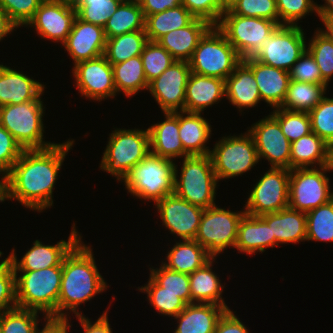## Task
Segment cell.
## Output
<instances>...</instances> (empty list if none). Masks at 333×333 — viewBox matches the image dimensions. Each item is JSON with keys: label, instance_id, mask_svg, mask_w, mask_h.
Returning <instances> with one entry per match:
<instances>
[{"label": "cell", "instance_id": "cell-1", "mask_svg": "<svg viewBox=\"0 0 333 333\" xmlns=\"http://www.w3.org/2000/svg\"><path fill=\"white\" fill-rule=\"evenodd\" d=\"M73 144L68 139L45 149L24 150L6 174L7 199L37 212L51 207L57 176Z\"/></svg>", "mask_w": 333, "mask_h": 333}, {"label": "cell", "instance_id": "cell-2", "mask_svg": "<svg viewBox=\"0 0 333 333\" xmlns=\"http://www.w3.org/2000/svg\"><path fill=\"white\" fill-rule=\"evenodd\" d=\"M93 255L92 248L83 244L81 239L64 257L58 318H70L67 317L68 310L76 316L82 315L77 310L78 306L107 289V283L101 276Z\"/></svg>", "mask_w": 333, "mask_h": 333}, {"label": "cell", "instance_id": "cell-3", "mask_svg": "<svg viewBox=\"0 0 333 333\" xmlns=\"http://www.w3.org/2000/svg\"><path fill=\"white\" fill-rule=\"evenodd\" d=\"M20 274L15 277L17 307L42 312L44 317L58 318L62 266L20 271Z\"/></svg>", "mask_w": 333, "mask_h": 333}, {"label": "cell", "instance_id": "cell-4", "mask_svg": "<svg viewBox=\"0 0 333 333\" xmlns=\"http://www.w3.org/2000/svg\"><path fill=\"white\" fill-rule=\"evenodd\" d=\"M181 165L179 179L175 164L174 194L203 209L216 205L218 180L209 154L184 157Z\"/></svg>", "mask_w": 333, "mask_h": 333}, {"label": "cell", "instance_id": "cell-5", "mask_svg": "<svg viewBox=\"0 0 333 333\" xmlns=\"http://www.w3.org/2000/svg\"><path fill=\"white\" fill-rule=\"evenodd\" d=\"M174 172L175 162L150 152L122 182L131 195L156 203L174 193Z\"/></svg>", "mask_w": 333, "mask_h": 333}, {"label": "cell", "instance_id": "cell-6", "mask_svg": "<svg viewBox=\"0 0 333 333\" xmlns=\"http://www.w3.org/2000/svg\"><path fill=\"white\" fill-rule=\"evenodd\" d=\"M148 128L118 129L109 134L100 169L121 181L128 172L150 153Z\"/></svg>", "mask_w": 333, "mask_h": 333}, {"label": "cell", "instance_id": "cell-7", "mask_svg": "<svg viewBox=\"0 0 333 333\" xmlns=\"http://www.w3.org/2000/svg\"><path fill=\"white\" fill-rule=\"evenodd\" d=\"M42 94L32 101L0 106V125L3 126L24 150L45 149L55 143L45 142L43 115L46 107Z\"/></svg>", "mask_w": 333, "mask_h": 333}, {"label": "cell", "instance_id": "cell-8", "mask_svg": "<svg viewBox=\"0 0 333 333\" xmlns=\"http://www.w3.org/2000/svg\"><path fill=\"white\" fill-rule=\"evenodd\" d=\"M242 61L225 35L212 26L199 40L191 59V72L226 80Z\"/></svg>", "mask_w": 333, "mask_h": 333}, {"label": "cell", "instance_id": "cell-9", "mask_svg": "<svg viewBox=\"0 0 333 333\" xmlns=\"http://www.w3.org/2000/svg\"><path fill=\"white\" fill-rule=\"evenodd\" d=\"M209 156L218 182L241 176L259 162L254 138L248 131L238 136H223Z\"/></svg>", "mask_w": 333, "mask_h": 333}, {"label": "cell", "instance_id": "cell-10", "mask_svg": "<svg viewBox=\"0 0 333 333\" xmlns=\"http://www.w3.org/2000/svg\"><path fill=\"white\" fill-rule=\"evenodd\" d=\"M279 26L272 20L244 17L233 14L229 10L222 14L220 22L216 25L242 60L252 57L259 50L262 42L268 39Z\"/></svg>", "mask_w": 333, "mask_h": 333}, {"label": "cell", "instance_id": "cell-11", "mask_svg": "<svg viewBox=\"0 0 333 333\" xmlns=\"http://www.w3.org/2000/svg\"><path fill=\"white\" fill-rule=\"evenodd\" d=\"M328 171L331 165L291 169L288 207L307 213L333 199Z\"/></svg>", "mask_w": 333, "mask_h": 333}, {"label": "cell", "instance_id": "cell-12", "mask_svg": "<svg viewBox=\"0 0 333 333\" xmlns=\"http://www.w3.org/2000/svg\"><path fill=\"white\" fill-rule=\"evenodd\" d=\"M245 210L232 212L216 205L204 209L195 237L206 252L216 258L229 247H235L239 223Z\"/></svg>", "mask_w": 333, "mask_h": 333}, {"label": "cell", "instance_id": "cell-13", "mask_svg": "<svg viewBox=\"0 0 333 333\" xmlns=\"http://www.w3.org/2000/svg\"><path fill=\"white\" fill-rule=\"evenodd\" d=\"M300 26H279L251 57L265 65L289 72L307 49Z\"/></svg>", "mask_w": 333, "mask_h": 333}, {"label": "cell", "instance_id": "cell-14", "mask_svg": "<svg viewBox=\"0 0 333 333\" xmlns=\"http://www.w3.org/2000/svg\"><path fill=\"white\" fill-rule=\"evenodd\" d=\"M290 169L274 168L254 185L245 204V213L262 216L288 208Z\"/></svg>", "mask_w": 333, "mask_h": 333}, {"label": "cell", "instance_id": "cell-15", "mask_svg": "<svg viewBox=\"0 0 333 333\" xmlns=\"http://www.w3.org/2000/svg\"><path fill=\"white\" fill-rule=\"evenodd\" d=\"M77 11L71 0H44L27 23L41 38L63 44L72 30Z\"/></svg>", "mask_w": 333, "mask_h": 333}, {"label": "cell", "instance_id": "cell-16", "mask_svg": "<svg viewBox=\"0 0 333 333\" xmlns=\"http://www.w3.org/2000/svg\"><path fill=\"white\" fill-rule=\"evenodd\" d=\"M72 73L76 88L87 99L102 101L116 96L113 68L104 55L77 63Z\"/></svg>", "mask_w": 333, "mask_h": 333}, {"label": "cell", "instance_id": "cell-17", "mask_svg": "<svg viewBox=\"0 0 333 333\" xmlns=\"http://www.w3.org/2000/svg\"><path fill=\"white\" fill-rule=\"evenodd\" d=\"M191 74L188 61H174L148 84V91L165 112L184 111L186 85Z\"/></svg>", "mask_w": 333, "mask_h": 333}, {"label": "cell", "instance_id": "cell-18", "mask_svg": "<svg viewBox=\"0 0 333 333\" xmlns=\"http://www.w3.org/2000/svg\"><path fill=\"white\" fill-rule=\"evenodd\" d=\"M247 131L254 138L259 161L265 159L271 167L290 169L291 142L271 114L254 123Z\"/></svg>", "mask_w": 333, "mask_h": 333}, {"label": "cell", "instance_id": "cell-19", "mask_svg": "<svg viewBox=\"0 0 333 333\" xmlns=\"http://www.w3.org/2000/svg\"><path fill=\"white\" fill-rule=\"evenodd\" d=\"M163 226L181 240H194L204 209L192 205L176 194H170L155 203Z\"/></svg>", "mask_w": 333, "mask_h": 333}, {"label": "cell", "instance_id": "cell-20", "mask_svg": "<svg viewBox=\"0 0 333 333\" xmlns=\"http://www.w3.org/2000/svg\"><path fill=\"white\" fill-rule=\"evenodd\" d=\"M82 239L73 223L72 230L67 240H60L55 245H45L35 240L33 246L17 260L15 249L10 252V264L14 268L16 276L19 271H35L55 266H62L64 257Z\"/></svg>", "mask_w": 333, "mask_h": 333}, {"label": "cell", "instance_id": "cell-21", "mask_svg": "<svg viewBox=\"0 0 333 333\" xmlns=\"http://www.w3.org/2000/svg\"><path fill=\"white\" fill-rule=\"evenodd\" d=\"M107 38L103 27L75 18L67 40L62 44L74 65L104 54Z\"/></svg>", "mask_w": 333, "mask_h": 333}, {"label": "cell", "instance_id": "cell-22", "mask_svg": "<svg viewBox=\"0 0 333 333\" xmlns=\"http://www.w3.org/2000/svg\"><path fill=\"white\" fill-rule=\"evenodd\" d=\"M243 61L253 71L261 101H265L273 109L280 108L287 94L290 73L265 65L251 57Z\"/></svg>", "mask_w": 333, "mask_h": 333}, {"label": "cell", "instance_id": "cell-23", "mask_svg": "<svg viewBox=\"0 0 333 333\" xmlns=\"http://www.w3.org/2000/svg\"><path fill=\"white\" fill-rule=\"evenodd\" d=\"M45 89L44 84L13 68L0 64V106L36 100Z\"/></svg>", "mask_w": 333, "mask_h": 333}, {"label": "cell", "instance_id": "cell-24", "mask_svg": "<svg viewBox=\"0 0 333 333\" xmlns=\"http://www.w3.org/2000/svg\"><path fill=\"white\" fill-rule=\"evenodd\" d=\"M163 122L154 123L149 128L150 152L174 161L175 158L190 156L179 138V112L163 113Z\"/></svg>", "mask_w": 333, "mask_h": 333}, {"label": "cell", "instance_id": "cell-25", "mask_svg": "<svg viewBox=\"0 0 333 333\" xmlns=\"http://www.w3.org/2000/svg\"><path fill=\"white\" fill-rule=\"evenodd\" d=\"M224 96L225 80L191 72L186 85L184 111L202 113Z\"/></svg>", "mask_w": 333, "mask_h": 333}, {"label": "cell", "instance_id": "cell-26", "mask_svg": "<svg viewBox=\"0 0 333 333\" xmlns=\"http://www.w3.org/2000/svg\"><path fill=\"white\" fill-rule=\"evenodd\" d=\"M212 27L201 18H195L189 25L169 32L157 42L164 47L177 61H189L199 40Z\"/></svg>", "mask_w": 333, "mask_h": 333}, {"label": "cell", "instance_id": "cell-27", "mask_svg": "<svg viewBox=\"0 0 333 333\" xmlns=\"http://www.w3.org/2000/svg\"><path fill=\"white\" fill-rule=\"evenodd\" d=\"M225 96L241 112L245 108H253L260 103L259 88L253 71L243 60L225 80Z\"/></svg>", "mask_w": 333, "mask_h": 333}, {"label": "cell", "instance_id": "cell-28", "mask_svg": "<svg viewBox=\"0 0 333 333\" xmlns=\"http://www.w3.org/2000/svg\"><path fill=\"white\" fill-rule=\"evenodd\" d=\"M227 309L212 303H192L174 317V333H215L218 320Z\"/></svg>", "mask_w": 333, "mask_h": 333}, {"label": "cell", "instance_id": "cell-29", "mask_svg": "<svg viewBox=\"0 0 333 333\" xmlns=\"http://www.w3.org/2000/svg\"><path fill=\"white\" fill-rule=\"evenodd\" d=\"M274 246L277 247V241L275 236H272L271 227L260 216L245 213L239 223L234 247L238 253H262L266 248Z\"/></svg>", "mask_w": 333, "mask_h": 333}, {"label": "cell", "instance_id": "cell-30", "mask_svg": "<svg viewBox=\"0 0 333 333\" xmlns=\"http://www.w3.org/2000/svg\"><path fill=\"white\" fill-rule=\"evenodd\" d=\"M290 150V170L327 166L333 162V148L313 132L292 142Z\"/></svg>", "mask_w": 333, "mask_h": 333}, {"label": "cell", "instance_id": "cell-31", "mask_svg": "<svg viewBox=\"0 0 333 333\" xmlns=\"http://www.w3.org/2000/svg\"><path fill=\"white\" fill-rule=\"evenodd\" d=\"M270 227L272 236L279 243H298L306 241V213L285 208L260 216Z\"/></svg>", "mask_w": 333, "mask_h": 333}, {"label": "cell", "instance_id": "cell-32", "mask_svg": "<svg viewBox=\"0 0 333 333\" xmlns=\"http://www.w3.org/2000/svg\"><path fill=\"white\" fill-rule=\"evenodd\" d=\"M201 113L179 112V138L184 150L190 155H208L207 141L211 137L212 128Z\"/></svg>", "mask_w": 333, "mask_h": 333}, {"label": "cell", "instance_id": "cell-33", "mask_svg": "<svg viewBox=\"0 0 333 333\" xmlns=\"http://www.w3.org/2000/svg\"><path fill=\"white\" fill-rule=\"evenodd\" d=\"M215 258H212L202 268L189 275V287L192 303H212L230 309L222 298L224 285L213 272L212 266Z\"/></svg>", "mask_w": 333, "mask_h": 333}, {"label": "cell", "instance_id": "cell-34", "mask_svg": "<svg viewBox=\"0 0 333 333\" xmlns=\"http://www.w3.org/2000/svg\"><path fill=\"white\" fill-rule=\"evenodd\" d=\"M212 257L195 240L176 241L167 253V261L162 265L172 271L192 274L195 270L202 268Z\"/></svg>", "mask_w": 333, "mask_h": 333}, {"label": "cell", "instance_id": "cell-35", "mask_svg": "<svg viewBox=\"0 0 333 333\" xmlns=\"http://www.w3.org/2000/svg\"><path fill=\"white\" fill-rule=\"evenodd\" d=\"M106 38L145 31V17L138 0H123L104 26Z\"/></svg>", "mask_w": 333, "mask_h": 333}, {"label": "cell", "instance_id": "cell-36", "mask_svg": "<svg viewBox=\"0 0 333 333\" xmlns=\"http://www.w3.org/2000/svg\"><path fill=\"white\" fill-rule=\"evenodd\" d=\"M195 17L181 4L145 17V33L150 41L189 25Z\"/></svg>", "mask_w": 333, "mask_h": 333}, {"label": "cell", "instance_id": "cell-37", "mask_svg": "<svg viewBox=\"0 0 333 333\" xmlns=\"http://www.w3.org/2000/svg\"><path fill=\"white\" fill-rule=\"evenodd\" d=\"M112 68L117 94L123 92L125 96L131 97L141 90L148 89L149 83L145 77L140 55L113 64Z\"/></svg>", "mask_w": 333, "mask_h": 333}, {"label": "cell", "instance_id": "cell-38", "mask_svg": "<svg viewBox=\"0 0 333 333\" xmlns=\"http://www.w3.org/2000/svg\"><path fill=\"white\" fill-rule=\"evenodd\" d=\"M323 84L290 80L282 109L307 112L315 108L326 94Z\"/></svg>", "mask_w": 333, "mask_h": 333}, {"label": "cell", "instance_id": "cell-39", "mask_svg": "<svg viewBox=\"0 0 333 333\" xmlns=\"http://www.w3.org/2000/svg\"><path fill=\"white\" fill-rule=\"evenodd\" d=\"M145 31H134L107 38L104 56L113 65L141 55L148 42Z\"/></svg>", "mask_w": 333, "mask_h": 333}, {"label": "cell", "instance_id": "cell-40", "mask_svg": "<svg viewBox=\"0 0 333 333\" xmlns=\"http://www.w3.org/2000/svg\"><path fill=\"white\" fill-rule=\"evenodd\" d=\"M306 241L333 242V199L306 213Z\"/></svg>", "mask_w": 333, "mask_h": 333}, {"label": "cell", "instance_id": "cell-41", "mask_svg": "<svg viewBox=\"0 0 333 333\" xmlns=\"http://www.w3.org/2000/svg\"><path fill=\"white\" fill-rule=\"evenodd\" d=\"M146 285L138 287V290L147 294L150 305L159 314L176 317L185 307L186 303L178 297V294L162 291V287L149 276Z\"/></svg>", "mask_w": 333, "mask_h": 333}, {"label": "cell", "instance_id": "cell-42", "mask_svg": "<svg viewBox=\"0 0 333 333\" xmlns=\"http://www.w3.org/2000/svg\"><path fill=\"white\" fill-rule=\"evenodd\" d=\"M123 0H72L77 16L104 28L107 20Z\"/></svg>", "mask_w": 333, "mask_h": 333}, {"label": "cell", "instance_id": "cell-43", "mask_svg": "<svg viewBox=\"0 0 333 333\" xmlns=\"http://www.w3.org/2000/svg\"><path fill=\"white\" fill-rule=\"evenodd\" d=\"M271 115L279 122L283 134L291 143L312 132L307 112L276 108Z\"/></svg>", "mask_w": 333, "mask_h": 333}, {"label": "cell", "instance_id": "cell-44", "mask_svg": "<svg viewBox=\"0 0 333 333\" xmlns=\"http://www.w3.org/2000/svg\"><path fill=\"white\" fill-rule=\"evenodd\" d=\"M307 47L320 69L322 79L329 84L333 76V41L319 28Z\"/></svg>", "mask_w": 333, "mask_h": 333}, {"label": "cell", "instance_id": "cell-45", "mask_svg": "<svg viewBox=\"0 0 333 333\" xmlns=\"http://www.w3.org/2000/svg\"><path fill=\"white\" fill-rule=\"evenodd\" d=\"M147 82L162 74L174 61L172 55L157 41H148L140 55Z\"/></svg>", "mask_w": 333, "mask_h": 333}, {"label": "cell", "instance_id": "cell-46", "mask_svg": "<svg viewBox=\"0 0 333 333\" xmlns=\"http://www.w3.org/2000/svg\"><path fill=\"white\" fill-rule=\"evenodd\" d=\"M159 267L150 268V276L162 287V291L176 293L186 304H191L189 275L172 271L163 265Z\"/></svg>", "mask_w": 333, "mask_h": 333}, {"label": "cell", "instance_id": "cell-47", "mask_svg": "<svg viewBox=\"0 0 333 333\" xmlns=\"http://www.w3.org/2000/svg\"><path fill=\"white\" fill-rule=\"evenodd\" d=\"M39 313L18 307L3 312L0 315V330L2 333H36Z\"/></svg>", "mask_w": 333, "mask_h": 333}, {"label": "cell", "instance_id": "cell-48", "mask_svg": "<svg viewBox=\"0 0 333 333\" xmlns=\"http://www.w3.org/2000/svg\"><path fill=\"white\" fill-rule=\"evenodd\" d=\"M308 114L312 132L333 148V98L324 96Z\"/></svg>", "mask_w": 333, "mask_h": 333}, {"label": "cell", "instance_id": "cell-49", "mask_svg": "<svg viewBox=\"0 0 333 333\" xmlns=\"http://www.w3.org/2000/svg\"><path fill=\"white\" fill-rule=\"evenodd\" d=\"M276 4L280 26H297V22L309 13L317 14V3L313 0H276Z\"/></svg>", "mask_w": 333, "mask_h": 333}, {"label": "cell", "instance_id": "cell-50", "mask_svg": "<svg viewBox=\"0 0 333 333\" xmlns=\"http://www.w3.org/2000/svg\"><path fill=\"white\" fill-rule=\"evenodd\" d=\"M229 11L236 15L268 19L279 24L276 0H237Z\"/></svg>", "mask_w": 333, "mask_h": 333}, {"label": "cell", "instance_id": "cell-51", "mask_svg": "<svg viewBox=\"0 0 333 333\" xmlns=\"http://www.w3.org/2000/svg\"><path fill=\"white\" fill-rule=\"evenodd\" d=\"M44 0H0V8L18 26L24 27L34 17Z\"/></svg>", "mask_w": 333, "mask_h": 333}, {"label": "cell", "instance_id": "cell-52", "mask_svg": "<svg viewBox=\"0 0 333 333\" xmlns=\"http://www.w3.org/2000/svg\"><path fill=\"white\" fill-rule=\"evenodd\" d=\"M289 73L290 80L323 84L326 88L328 87V84L322 79L317 63L307 49L295 62Z\"/></svg>", "mask_w": 333, "mask_h": 333}, {"label": "cell", "instance_id": "cell-53", "mask_svg": "<svg viewBox=\"0 0 333 333\" xmlns=\"http://www.w3.org/2000/svg\"><path fill=\"white\" fill-rule=\"evenodd\" d=\"M23 151L16 139L0 125V170L7 174Z\"/></svg>", "mask_w": 333, "mask_h": 333}, {"label": "cell", "instance_id": "cell-54", "mask_svg": "<svg viewBox=\"0 0 333 333\" xmlns=\"http://www.w3.org/2000/svg\"><path fill=\"white\" fill-rule=\"evenodd\" d=\"M15 277L11 264L0 273V315L17 307Z\"/></svg>", "mask_w": 333, "mask_h": 333}, {"label": "cell", "instance_id": "cell-55", "mask_svg": "<svg viewBox=\"0 0 333 333\" xmlns=\"http://www.w3.org/2000/svg\"><path fill=\"white\" fill-rule=\"evenodd\" d=\"M182 5L195 18L204 19L212 26L219 23V0H182Z\"/></svg>", "mask_w": 333, "mask_h": 333}, {"label": "cell", "instance_id": "cell-56", "mask_svg": "<svg viewBox=\"0 0 333 333\" xmlns=\"http://www.w3.org/2000/svg\"><path fill=\"white\" fill-rule=\"evenodd\" d=\"M230 309L217 322L215 333H249L246 326Z\"/></svg>", "mask_w": 333, "mask_h": 333}, {"label": "cell", "instance_id": "cell-57", "mask_svg": "<svg viewBox=\"0 0 333 333\" xmlns=\"http://www.w3.org/2000/svg\"><path fill=\"white\" fill-rule=\"evenodd\" d=\"M77 317L79 324L83 328V333H113L112 328L108 321V309L92 324L90 319L85 315L75 316Z\"/></svg>", "mask_w": 333, "mask_h": 333}, {"label": "cell", "instance_id": "cell-58", "mask_svg": "<svg viewBox=\"0 0 333 333\" xmlns=\"http://www.w3.org/2000/svg\"><path fill=\"white\" fill-rule=\"evenodd\" d=\"M144 17L182 4V0H138Z\"/></svg>", "mask_w": 333, "mask_h": 333}, {"label": "cell", "instance_id": "cell-59", "mask_svg": "<svg viewBox=\"0 0 333 333\" xmlns=\"http://www.w3.org/2000/svg\"><path fill=\"white\" fill-rule=\"evenodd\" d=\"M44 321V327L41 330L37 328L36 333H68L72 326L68 318L45 317Z\"/></svg>", "mask_w": 333, "mask_h": 333}, {"label": "cell", "instance_id": "cell-60", "mask_svg": "<svg viewBox=\"0 0 333 333\" xmlns=\"http://www.w3.org/2000/svg\"><path fill=\"white\" fill-rule=\"evenodd\" d=\"M15 28L17 29L19 27L0 8V41L3 40L4 37L8 36V34H11Z\"/></svg>", "mask_w": 333, "mask_h": 333}, {"label": "cell", "instance_id": "cell-61", "mask_svg": "<svg viewBox=\"0 0 333 333\" xmlns=\"http://www.w3.org/2000/svg\"><path fill=\"white\" fill-rule=\"evenodd\" d=\"M324 1V0H323ZM325 4H316L317 15L320 19L324 17H333V0H325Z\"/></svg>", "mask_w": 333, "mask_h": 333}, {"label": "cell", "instance_id": "cell-62", "mask_svg": "<svg viewBox=\"0 0 333 333\" xmlns=\"http://www.w3.org/2000/svg\"><path fill=\"white\" fill-rule=\"evenodd\" d=\"M320 20L326 28L325 30L321 29V31L333 41V17H324Z\"/></svg>", "mask_w": 333, "mask_h": 333}, {"label": "cell", "instance_id": "cell-63", "mask_svg": "<svg viewBox=\"0 0 333 333\" xmlns=\"http://www.w3.org/2000/svg\"><path fill=\"white\" fill-rule=\"evenodd\" d=\"M236 2L237 0H219V22L222 14L225 11L230 10Z\"/></svg>", "mask_w": 333, "mask_h": 333}, {"label": "cell", "instance_id": "cell-64", "mask_svg": "<svg viewBox=\"0 0 333 333\" xmlns=\"http://www.w3.org/2000/svg\"><path fill=\"white\" fill-rule=\"evenodd\" d=\"M2 178L0 180V202L7 200V184H6V174L0 170V175Z\"/></svg>", "mask_w": 333, "mask_h": 333}, {"label": "cell", "instance_id": "cell-65", "mask_svg": "<svg viewBox=\"0 0 333 333\" xmlns=\"http://www.w3.org/2000/svg\"><path fill=\"white\" fill-rule=\"evenodd\" d=\"M2 252L0 251V257H2ZM10 264V256L5 258L0 262V273Z\"/></svg>", "mask_w": 333, "mask_h": 333}]
</instances>
